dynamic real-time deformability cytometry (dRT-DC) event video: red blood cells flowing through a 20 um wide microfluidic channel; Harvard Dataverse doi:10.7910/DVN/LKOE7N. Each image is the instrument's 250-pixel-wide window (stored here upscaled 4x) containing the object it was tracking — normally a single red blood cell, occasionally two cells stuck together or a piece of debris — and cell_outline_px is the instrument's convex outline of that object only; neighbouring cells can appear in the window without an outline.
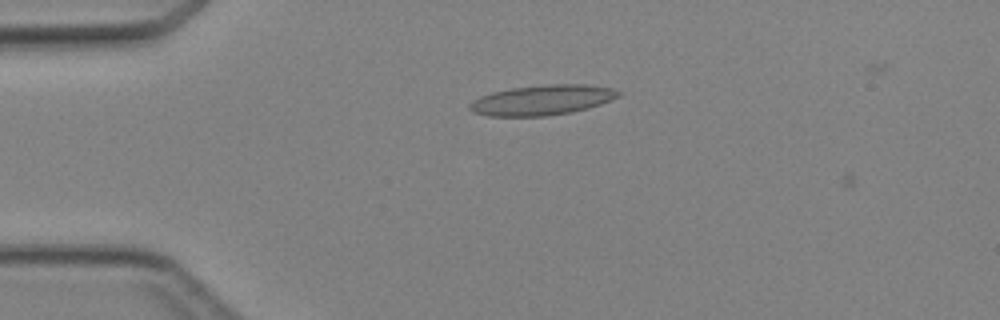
{"species": "Egyptian fruit bat (a non-hibernating species)", "species_latin": "Rousettus aegyptiacus", "temperature_condition": "cold", "stored_images_in_passage": 2, "camera_frame_rate_fps": 3000, "um_per_image_px": 0.085, "animal": {"sex": "female"}, "frame": {"image": 1, "passage_image": 1, "time_ms": 0.0, "image_size_px": [1000, 320], "cell_outline_px": [[620, 96], [600, 104], [588, 108], [572, 112], [548, 116], [488, 116], [472, 112], [468, 108], [468, 104], [472, 100], [480, 96], [492, 92], [512, 88], [548, 84], [588, 84], [612, 88], [620, 92]], "centroid_in_image_um": [46.06, 8.5], "position_along_channel_um": 38.9, "area_um2": 26.24}}